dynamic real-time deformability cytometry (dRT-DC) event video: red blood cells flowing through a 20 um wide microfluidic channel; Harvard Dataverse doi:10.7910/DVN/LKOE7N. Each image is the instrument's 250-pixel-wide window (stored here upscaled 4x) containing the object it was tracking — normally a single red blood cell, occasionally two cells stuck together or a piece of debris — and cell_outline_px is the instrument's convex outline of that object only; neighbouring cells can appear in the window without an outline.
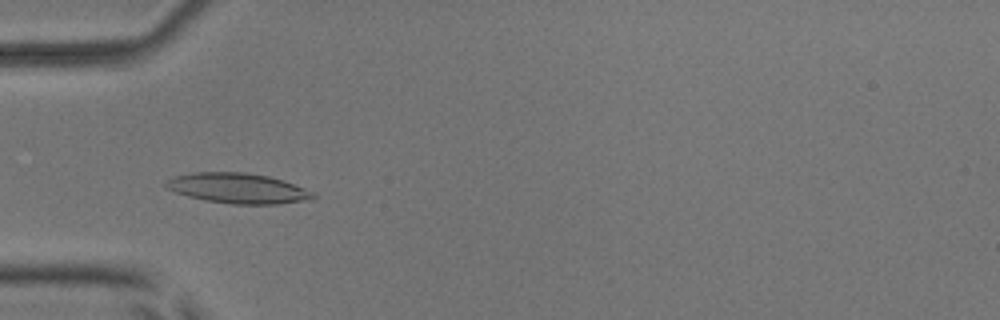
{"species": "common noctule bat (a hibernating species)", "species_latin": "Nyctalus noctula", "temperature_condition": "room temperature", "stored_images_in_passage": 9, "camera_frame_rate_fps": 3000, "um_per_image_px": 0.085, "animal": {"sex": "male", "body_mass_g": 17.9, "forearm_length_mm": 54.2}, "frame": {"image": 1, "passage_image": 6, "time_ms": 1.667, "image_size_px": [1000, 320], "cell_outline_px": [[316, 196], [304, 200], [280, 204], [232, 204], [208, 200], [188, 196], [176, 192], [168, 188], [164, 184], [172, 176], [192, 172], [244, 172], [268, 176], [284, 180], [316, 192]], "centroid_in_image_um": [20.24, 15.99], "position_along_channel_um": 64.8, "area_um2": 25.84}}
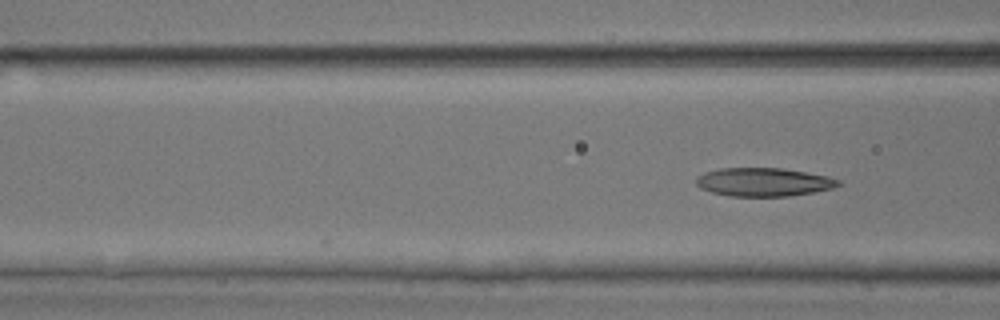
{"frame": {"image": 2, "passage_image": 9, "time_ms": 2.667, "image_size_px": [1000, 320], "cell_outline_px": [[840, 184], [832, 188], [812, 192], [788, 196], [728, 196], [712, 192], [700, 188], [696, 184], [696, 176], [704, 172], [720, 168], [780, 168], [828, 176], [840, 180]], "centroid_in_image_um": [64.86, 15.47], "position_along_channel_um": 101.7, "area_um2": 23.47}}